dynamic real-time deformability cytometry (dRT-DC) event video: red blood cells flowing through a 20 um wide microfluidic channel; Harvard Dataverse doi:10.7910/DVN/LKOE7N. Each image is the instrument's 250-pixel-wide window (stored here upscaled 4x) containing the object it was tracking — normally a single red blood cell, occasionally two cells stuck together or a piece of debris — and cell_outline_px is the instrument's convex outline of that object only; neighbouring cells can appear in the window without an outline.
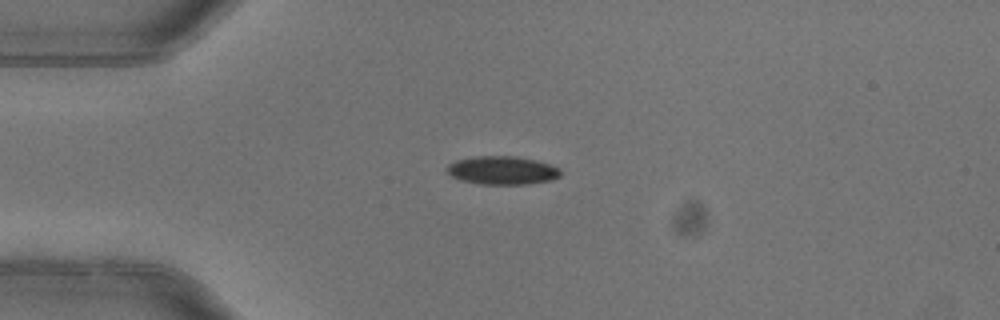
{"species": "common noctule bat (a hibernating species)", "species_latin": "Nyctalus noctula", "temperature_condition": "warm", "stored_images_in_passage": 3, "camera_frame_rate_fps": 3000, "um_per_image_px": 0.085, "animal": {"sex": "female"}, "frame": {"image": 1, "passage_image": 1, "time_ms": 0.0, "image_size_px": [1000, 320], "cell_outline_px": [[560, 176], [552, 180], [528, 184], [480, 184], [464, 180], [452, 176], [448, 172], [448, 164], [456, 160], [472, 156], [516, 156], [536, 160], [560, 168]], "centroid_in_image_um": [42.72, 14.47], "position_along_channel_um": 42.3, "area_um2": 18.67}}